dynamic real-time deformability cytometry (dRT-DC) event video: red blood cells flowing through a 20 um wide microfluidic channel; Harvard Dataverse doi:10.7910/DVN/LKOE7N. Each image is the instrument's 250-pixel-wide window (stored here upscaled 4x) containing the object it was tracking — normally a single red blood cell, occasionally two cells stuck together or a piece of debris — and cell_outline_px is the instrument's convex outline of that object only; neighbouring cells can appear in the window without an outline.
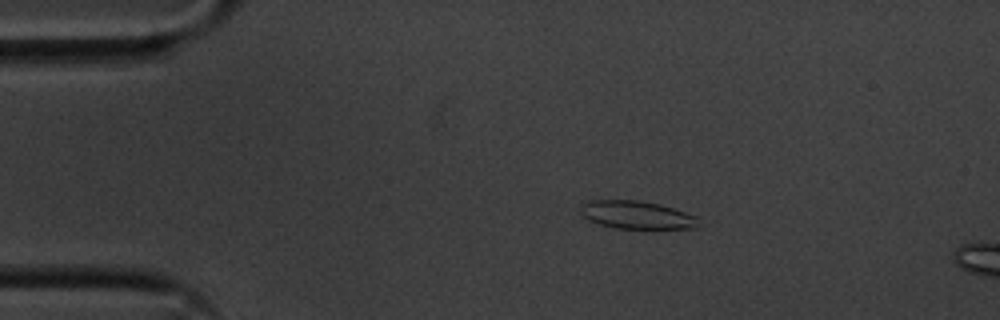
{"species": "common noctule bat (a hibernating species)", "species_latin": "Nyctalus noctula", "temperature_condition": "cold", "stored_images_in_passage": 15, "camera_frame_rate_fps": 3000, "um_per_image_px": 0.085, "animal": {"sex": "male", "body_mass_g": 20.1, "forearm_length_mm": 53.5}, "frame": {"image": 1, "passage_image": 11, "time_ms": 3.333, "image_size_px": [1000, 320], "cell_outline_px": [[700, 228], [616, 228], [600, 224], [588, 220], [580, 212], [580, 204], [588, 200], [640, 200], [660, 204], [696, 216]], "centroid_in_image_um": [54.09, 18.26], "position_along_channel_um": 30.9, "area_um2": 19.19}}